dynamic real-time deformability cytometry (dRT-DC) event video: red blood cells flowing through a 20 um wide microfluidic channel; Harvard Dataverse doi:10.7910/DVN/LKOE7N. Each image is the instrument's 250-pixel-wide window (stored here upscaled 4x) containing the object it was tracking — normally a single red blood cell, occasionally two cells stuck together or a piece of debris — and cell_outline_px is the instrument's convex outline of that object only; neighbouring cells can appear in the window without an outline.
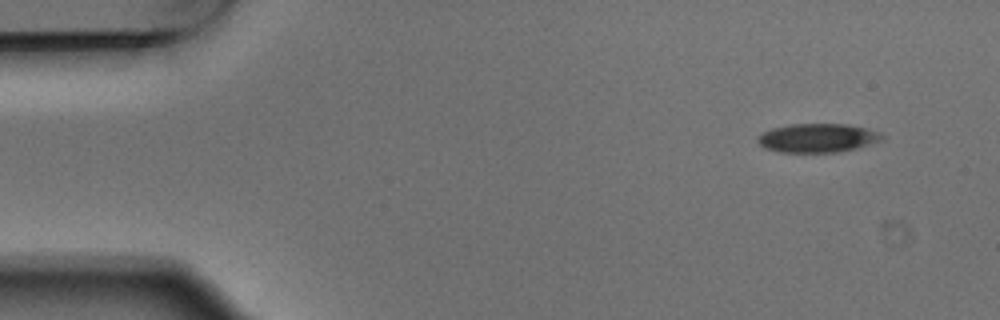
{"species": "Egyptian fruit bat (a non-hibernating species)", "species_latin": "Rousettus aegyptiacus", "temperature_condition": "warm", "stored_images_in_passage": 4, "segment_of_instrument_passage": [1, 2], "camera_frame_rate_fps": 3000, "um_per_image_px": 0.085, "animal": {"sex": "male"}, "frame": {"image": 1, "passage_image": 1, "time_ms": 0.0, "image_size_px": [1000, 320], "cell_outline_px": [[884, 136], [880, 140], [856, 148], [836, 152], [780, 152], [764, 148], [756, 140], [764, 132], [772, 128], [792, 124], [848, 124], [868, 128], [880, 132]], "centroid_in_image_um": [69.5, 11.72], "position_along_channel_um": 15.5, "area_um2": 20.69}}
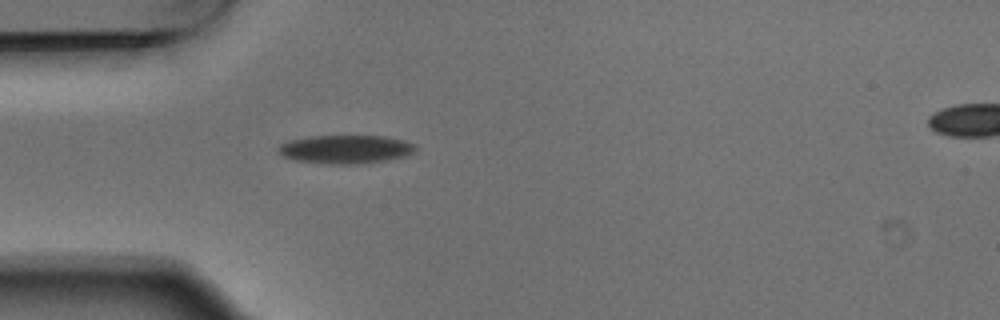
{"frame": {"image": 2, "passage_image": 3, "time_ms": 0.667, "image_size_px": [1000, 320], "cell_outline_px": [[416, 148], [412, 152], [404, 156], [384, 160], [360, 164], [324, 164], [296, 160], [284, 156], [276, 152], [276, 148], [280, 144], [288, 140], [308, 136], [384, 136], [404, 140], [416, 144]], "centroid_in_image_um": [29.32, 12.68], "position_along_channel_um": 55.7, "area_um2": 22.89}}